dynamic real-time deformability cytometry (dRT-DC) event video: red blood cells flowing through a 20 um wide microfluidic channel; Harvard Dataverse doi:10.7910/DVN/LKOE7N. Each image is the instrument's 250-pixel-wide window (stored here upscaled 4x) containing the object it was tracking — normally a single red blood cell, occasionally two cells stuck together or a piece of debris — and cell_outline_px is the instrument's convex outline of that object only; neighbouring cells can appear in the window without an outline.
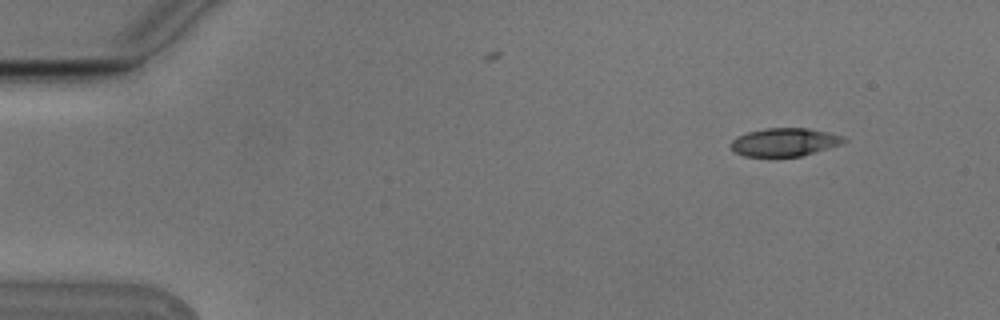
{"species": "Egyptian fruit bat (a non-hibernating species)", "species_latin": "Rousettus aegyptiacus", "temperature_condition": "cold", "stored_images_in_passage": 2, "camera_frame_rate_fps": 3000, "um_per_image_px": 0.085, "animal": {"sex": "male"}, "frame": {"image": 1, "passage_image": 2, "time_ms": 0.333, "image_size_px": [1000, 320], "cell_outline_px": [[848, 140], [840, 144], [828, 148], [800, 156], [744, 156], [736, 152], [728, 144], [736, 136], [748, 132], [768, 128], [808, 128], [828, 132], [844, 136]], "centroid_in_image_um": [66.68, 12.07], "position_along_channel_um": 18.3, "area_um2": 18.44}}